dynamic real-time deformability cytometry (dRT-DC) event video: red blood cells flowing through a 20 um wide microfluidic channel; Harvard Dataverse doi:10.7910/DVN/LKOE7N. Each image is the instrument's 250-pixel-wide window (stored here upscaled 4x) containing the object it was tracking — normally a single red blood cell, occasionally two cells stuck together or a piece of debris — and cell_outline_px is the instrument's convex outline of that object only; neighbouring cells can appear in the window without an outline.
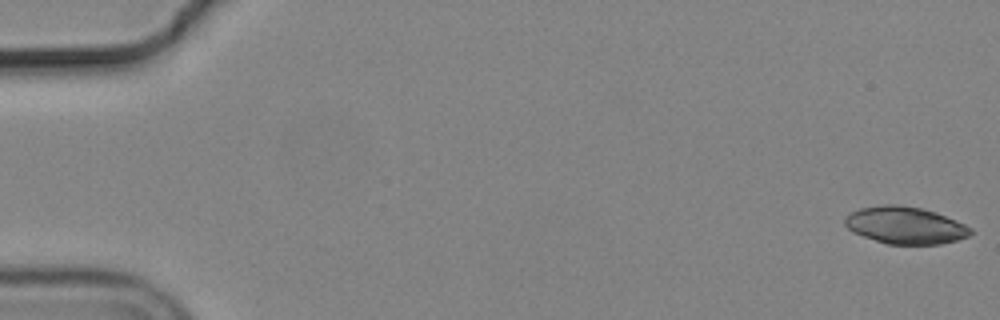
{"species": "common noctule bat (a hibernating species)", "species_latin": "Nyctalus noctula", "temperature_condition": "cold", "stored_images_in_passage": 16, "camera_frame_rate_fps": 3000, "um_per_image_px": 0.085, "animal": {"sex": "male", "body_mass_g": 19.2, "forearm_length_mm": 51.8}, "frame": {"image": 1, "passage_image": 1, "time_ms": 0.0, "image_size_px": [1000, 320], "cell_outline_px": [[972, 232], [968, 236], [956, 240], [940, 244], [888, 244], [852, 232], [844, 224], [844, 216], [848, 212], [860, 208], [880, 204], [896, 204], [920, 208], [936, 212], [964, 224], [972, 228]], "centroid_in_image_um": [76.9, 19.13], "position_along_channel_um": 8.1, "area_um2": 27.22}}